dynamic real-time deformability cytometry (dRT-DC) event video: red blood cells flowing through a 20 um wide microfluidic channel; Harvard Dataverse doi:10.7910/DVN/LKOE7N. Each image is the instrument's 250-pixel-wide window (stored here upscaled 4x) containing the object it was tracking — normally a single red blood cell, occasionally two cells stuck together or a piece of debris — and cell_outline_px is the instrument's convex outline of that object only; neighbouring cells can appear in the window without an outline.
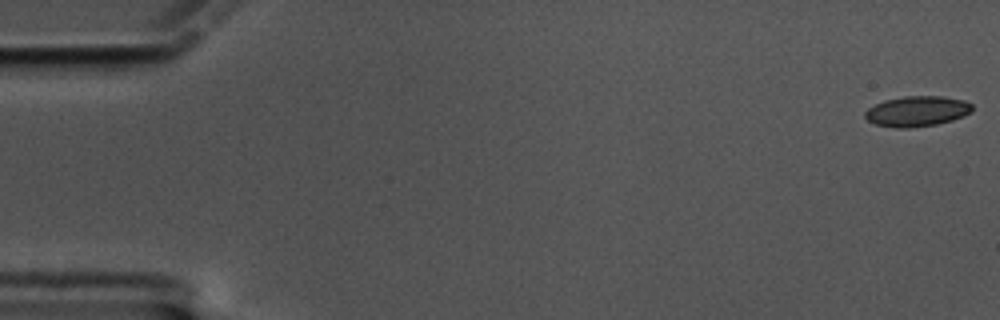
{"species": "common noctule bat (a hibernating species)", "species_latin": "Nyctalus noctula", "temperature_condition": "cold", "stored_images_in_passage": 59, "camera_frame_rate_fps": 3000, "um_per_image_px": 0.085, "animal": {"sex": "male", "body_mass_g": 17.5, "forearm_length_mm": 52.3}, "frame": {"image": 1, "passage_image": 1, "time_ms": 0.0, "image_size_px": [1000, 320], "cell_outline_px": [[972, 112], [964, 116], [952, 120], [936, 124], [912, 128], [896, 128], [876, 124], [868, 120], [864, 116], [864, 112], [868, 108], [884, 100], [904, 96], [940, 96], [964, 100], [972, 104]], "centroid_in_image_um": [77.95, 9.46], "position_along_channel_um": 7.1, "area_um2": 19.02}}
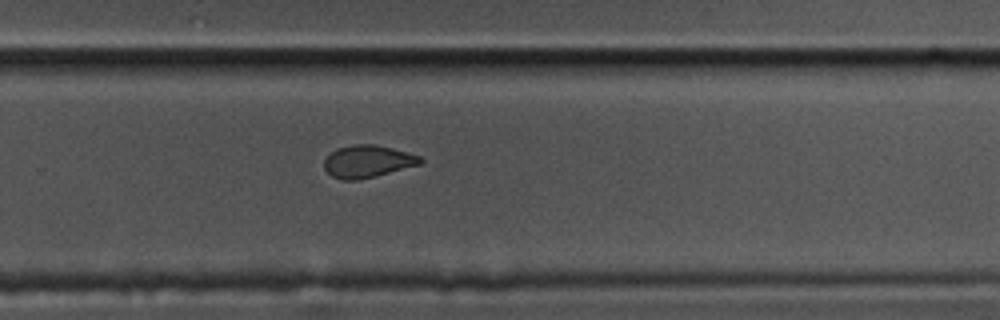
{"frame": {"image": 2, "passage_image": 39, "time_ms": 12.667, "image_size_px": [1000, 320], "cell_outline_px": [[424, 160], [420, 164], [376, 176], [356, 180], [340, 180], [332, 176], [324, 168], [324, 160], [336, 148], [352, 144], [376, 144], [392, 148], [420, 156]], "centroid_in_image_um": [31.23, 13.71], "position_along_channel_um": 298.6, "area_um2": 18.09}}
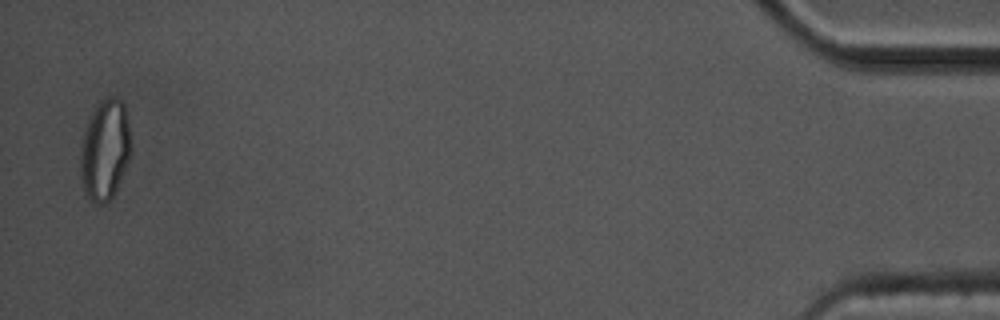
{"frame": {"image": 3, "passage_image": 58, "time_ms": 19.0, "image_size_px": [1000, 320], "cell_outline_px": [[132, 148], [128, 160], [116, 188], [112, 196], [104, 204], [96, 204], [88, 196], [84, 188], [80, 176], [80, 148], [84, 132], [92, 112], [96, 104], [104, 96], [116, 96], [124, 104], [128, 120], [132, 144]], "centroid_in_image_um": [8.92, 12.68], "position_along_channel_um": 426.3, "area_um2": 29.65}, "authors_computed_cell_mechanics": {"area_um2": 19.074, "velocity_mm_per_s": 3.4163, "shape_relaxation_time_tau1_ms": null, "shape_relaxation_time_tau2_ms": 2.0316, "deformation_change_tau1": null, "deformation_change_tau2": 0.0539}}